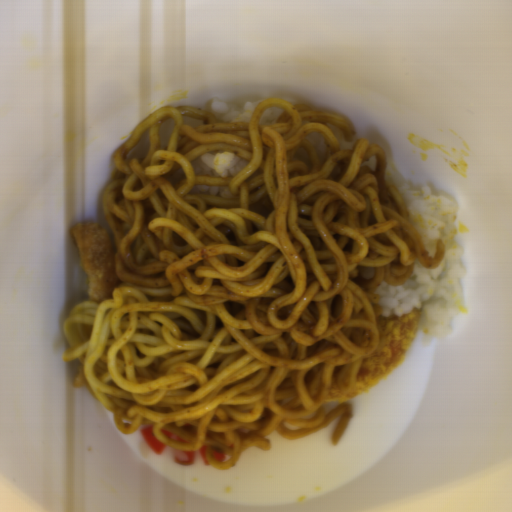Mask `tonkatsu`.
<instances>
[{
    "mask_svg": "<svg viewBox=\"0 0 512 512\" xmlns=\"http://www.w3.org/2000/svg\"><path fill=\"white\" fill-rule=\"evenodd\" d=\"M349 339L351 343L357 346L366 347L371 341V334L369 330L356 327L351 330Z\"/></svg>",
    "mask_w": 512,
    "mask_h": 512,
    "instance_id": "obj_3",
    "label": "tonkatsu"
},
{
    "mask_svg": "<svg viewBox=\"0 0 512 512\" xmlns=\"http://www.w3.org/2000/svg\"><path fill=\"white\" fill-rule=\"evenodd\" d=\"M69 233L86 279L87 301L112 299L121 281L115 273L117 248L111 230L99 223L80 221L71 225Z\"/></svg>",
    "mask_w": 512,
    "mask_h": 512,
    "instance_id": "obj_2",
    "label": "tonkatsu"
},
{
    "mask_svg": "<svg viewBox=\"0 0 512 512\" xmlns=\"http://www.w3.org/2000/svg\"><path fill=\"white\" fill-rule=\"evenodd\" d=\"M421 320V310L413 308L397 316L377 317L379 342L373 354L365 356L358 370L353 393L345 394L338 386L344 363L334 367L331 389L324 403L351 401L388 376L411 349Z\"/></svg>",
    "mask_w": 512,
    "mask_h": 512,
    "instance_id": "obj_1",
    "label": "tonkatsu"
}]
</instances>
